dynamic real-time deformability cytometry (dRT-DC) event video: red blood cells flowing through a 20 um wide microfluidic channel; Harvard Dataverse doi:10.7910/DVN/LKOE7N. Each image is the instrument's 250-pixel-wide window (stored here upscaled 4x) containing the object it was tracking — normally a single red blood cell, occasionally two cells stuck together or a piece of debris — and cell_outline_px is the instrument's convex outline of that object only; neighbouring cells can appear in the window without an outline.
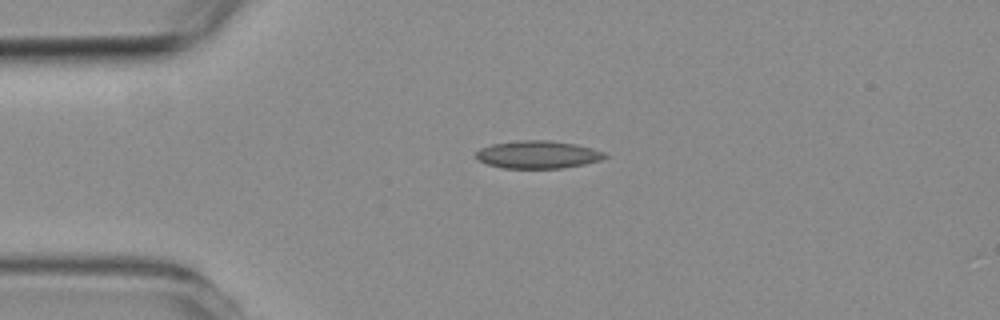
{"species": "common noctule bat (a hibernating species)", "species_latin": "Nyctalus noctula", "temperature_condition": "room temperature", "stored_images_in_passage": 2, "camera_frame_rate_fps": 3000, "um_per_image_px": 0.085, "animal": {"sex": "female", "body_mass_g": 19.3, "forearm_length_mm": 54.1}, "frame": {"image": 1, "passage_image": 1, "time_ms": 0.0, "image_size_px": [1000, 320], "cell_outline_px": [[612, 156], [600, 160], [584, 164], [564, 168], [500, 168], [476, 160], [476, 152], [480, 148], [492, 144], [516, 140], [548, 140], [576, 144], [592, 148], [604, 152]], "centroid_in_image_um": [45.72, 13.14], "position_along_channel_um": 39.3, "area_um2": 21.04}}